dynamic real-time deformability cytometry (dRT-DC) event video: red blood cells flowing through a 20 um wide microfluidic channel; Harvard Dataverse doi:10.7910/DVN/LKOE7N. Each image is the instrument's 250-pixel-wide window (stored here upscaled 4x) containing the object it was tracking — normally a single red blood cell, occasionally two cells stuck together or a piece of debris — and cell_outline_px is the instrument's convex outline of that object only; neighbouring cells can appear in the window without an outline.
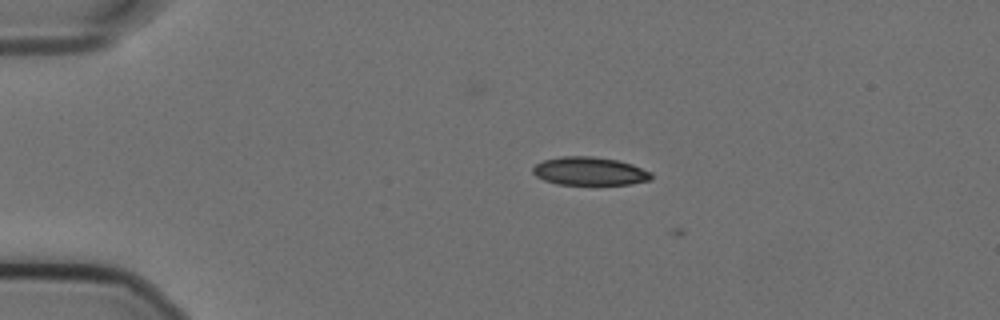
{"species": "Egyptian fruit bat (a non-hibernating species)", "species_latin": "Rousettus aegyptiacus", "temperature_condition": "cold", "stored_images_in_passage": 8, "camera_frame_rate_fps": 3000, "um_per_image_px": 0.085, "animal": {"sex": "female"}, "frame": {"image": 1, "passage_image": 6, "time_ms": 1.667, "image_size_px": [1000, 320], "cell_outline_px": [[652, 180], [632, 184], [556, 184], [544, 180], [536, 176], [532, 172], [532, 168], [536, 164], [544, 160], [560, 156], [592, 156], [620, 160], [632, 164], [652, 172]], "centroid_in_image_um": [50.14, 14.54], "position_along_channel_um": 34.9, "area_um2": 19.65}}